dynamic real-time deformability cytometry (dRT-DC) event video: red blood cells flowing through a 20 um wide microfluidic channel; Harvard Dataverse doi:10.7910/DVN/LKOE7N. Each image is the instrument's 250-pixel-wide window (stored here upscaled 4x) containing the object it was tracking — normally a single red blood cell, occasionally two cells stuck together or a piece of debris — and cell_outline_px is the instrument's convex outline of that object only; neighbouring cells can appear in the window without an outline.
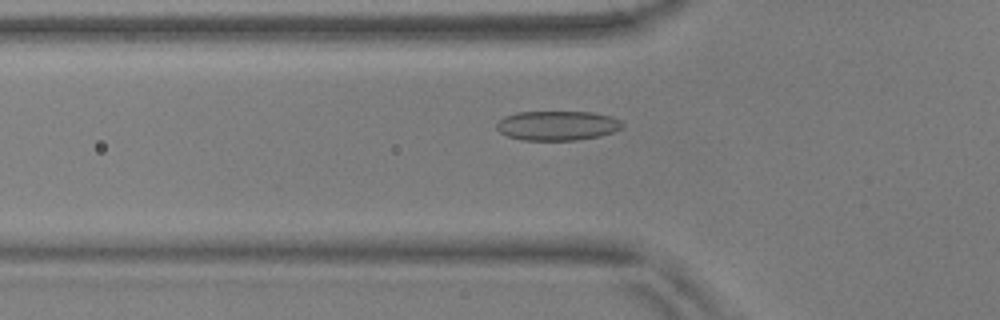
{"species": "common noctule bat (a hibernating species)", "species_latin": "Nyctalus noctula", "temperature_condition": "warm", "stored_images_in_passage": 51, "camera_frame_rate_fps": 3000, "um_per_image_px": 0.085, "animal": {"sex": "male", "body_mass_g": 17.9, "forearm_length_mm": 54.2}, "frame": {"image": 1, "passage_image": 15, "time_ms": 4.667, "image_size_px": [1000, 320], "cell_outline_px": [[624, 124], [620, 128], [612, 132], [600, 136], [576, 140], [520, 140], [508, 136], [500, 132], [496, 128], [496, 124], [504, 116], [516, 112], [592, 112], [608, 116], [620, 120]], "centroid_in_image_um": [47.34, 10.68], "position_along_channel_um": 78.5, "area_um2": 21.56}}
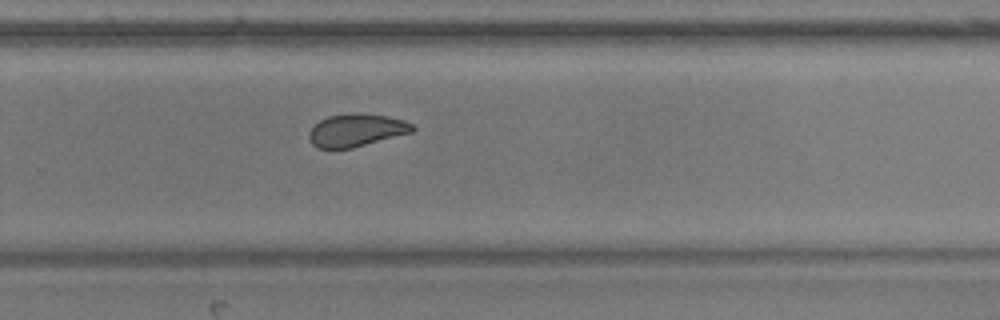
{"frame": {"image": 2, "passage_image": 33, "time_ms": 10.667, "image_size_px": [1000, 320], "cell_outline_px": [[416, 128], [412, 132], [352, 148], [320, 148], [312, 144], [308, 136], [312, 128], [320, 120], [328, 116], [356, 112], [364, 112], [388, 116], [404, 120], [412, 124]], "centroid_in_image_um": [30.31, 11.05], "position_along_channel_um": 299.5, "area_um2": 19.71}}
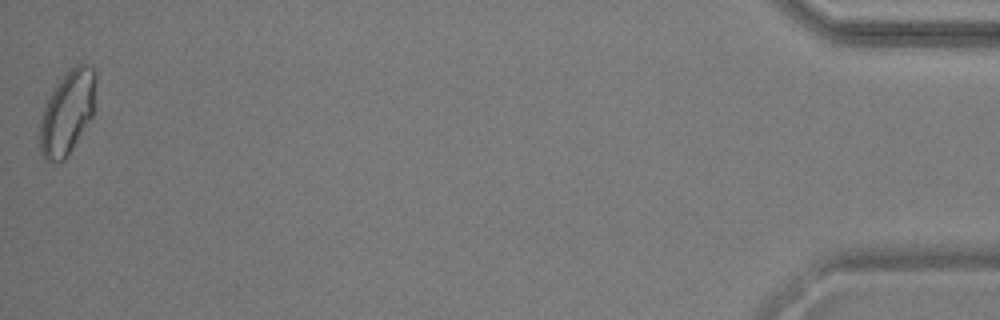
{"frame": {"image": 3, "passage_image": 51, "time_ms": 16.667, "image_size_px": [1000, 320], "cell_outline_px": [[96, 80], [92, 116], [68, 156], [60, 164], [56, 164], [44, 160], [40, 152], [40, 120], [44, 108], [52, 92], [60, 80], [76, 64], [88, 64], [96, 72]], "centroid_in_image_um": [5.72, 9.63], "position_along_channel_um": 429.5, "area_um2": 27.11}, "authors_computed_cell_mechanics": {"area_um2": 21.0392, "velocity_mm_per_s": 3.6774, "shape_relaxation_time_tau1_ms": 4.6963, "shape_relaxation_time_tau2_ms": 1.5926, "deformation_change_tau1": 0.1152, "deformation_change_tau2": 0.0578}}